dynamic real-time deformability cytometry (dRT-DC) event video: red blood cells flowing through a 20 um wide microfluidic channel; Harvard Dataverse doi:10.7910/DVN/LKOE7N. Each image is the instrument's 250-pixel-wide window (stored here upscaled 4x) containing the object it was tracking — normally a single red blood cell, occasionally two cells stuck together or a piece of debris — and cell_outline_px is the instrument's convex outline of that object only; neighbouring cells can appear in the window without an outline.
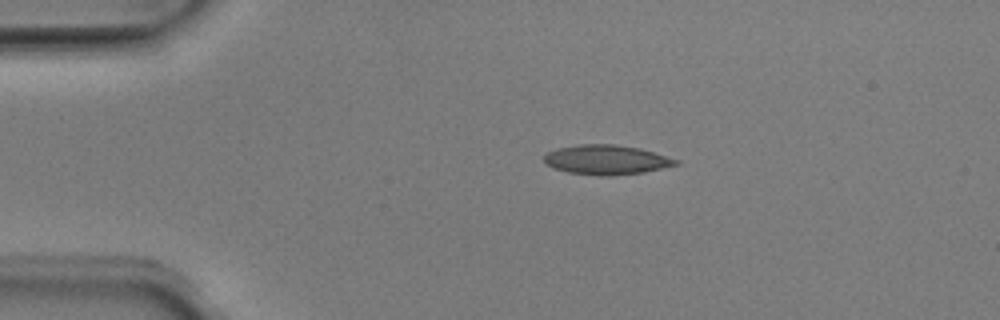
{"species": "Egyptian fruit bat (a non-hibernating species)", "species_latin": "Rousettus aegyptiacus", "temperature_condition": "room temperature", "stored_images_in_passage": 42, "camera_frame_rate_fps": 3000, "um_per_image_px": 0.085, "animal": {"sex": "male"}, "frame": {"image": 1, "passage_image": 1, "time_ms": 0.0, "image_size_px": [1000, 320], "cell_outline_px": [[680, 164], [644, 172], [608, 176], [600, 176], [568, 172], [552, 168], [544, 160], [544, 156], [548, 152], [556, 148], [580, 144], [612, 144], [640, 148], [680, 160]], "centroid_in_image_um": [51.55, 13.58], "position_along_channel_um": 33.4, "area_um2": 22.72}}
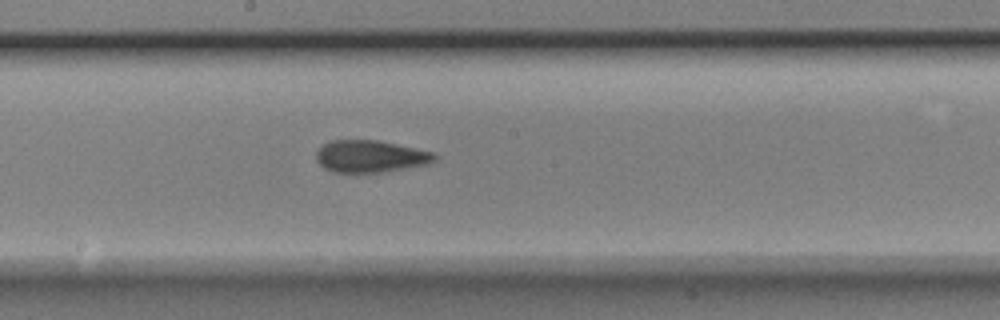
{"frame": {"image": 2, "passage_image": 18, "time_ms": 5.667, "image_size_px": [1000, 320], "cell_outline_px": [[440, 156], [436, 160], [428, 164], [380, 172], [332, 172], [324, 168], [316, 160], [316, 152], [324, 144], [332, 140], [376, 140], [436, 152]], "centroid_in_image_um": [31.52, 13.28], "position_along_channel_um": 216.7, "area_um2": 22.14}}
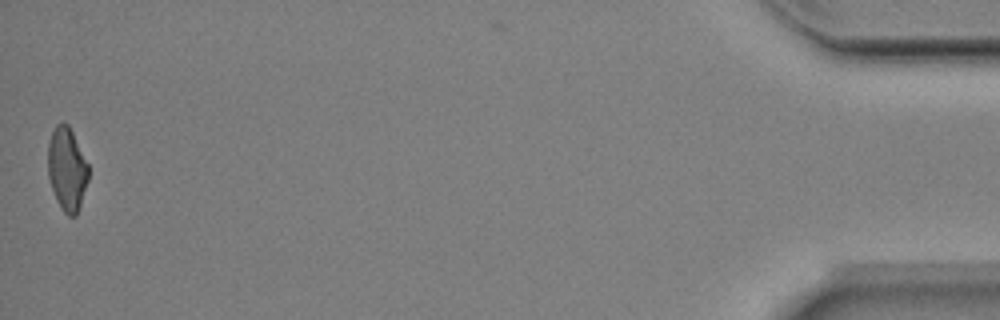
{"frame": {"image": 3, "passage_image": 41, "time_ms": 13.333, "image_size_px": [1000, 320], "cell_outline_px": [[88, 180], [76, 216], [68, 216], [60, 208], [56, 200], [48, 176], [48, 144], [52, 132], [56, 124], [68, 124], [88, 164]], "centroid_in_image_um": [5.68, 14.4], "position_along_channel_um": 429.5, "area_um2": 19.42}, "authors_computed_cell_mechanics": {"area_um2": 21.8195, "velocity_mm_per_s": 4.0023, "shape_relaxation_time_tau1_ms": 5.9414, "shape_relaxation_time_tau2_ms": 2.2564, "deformation_change_tau1": 0.1728, "deformation_change_tau2": 0.072}}